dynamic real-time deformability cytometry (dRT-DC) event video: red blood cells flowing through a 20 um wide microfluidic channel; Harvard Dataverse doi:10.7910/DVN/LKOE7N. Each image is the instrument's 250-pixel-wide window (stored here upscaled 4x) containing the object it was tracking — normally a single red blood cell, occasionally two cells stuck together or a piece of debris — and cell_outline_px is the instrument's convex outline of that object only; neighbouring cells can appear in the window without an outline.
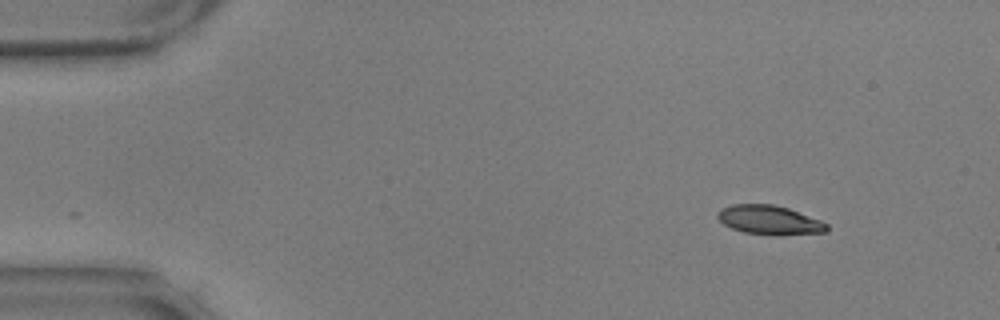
{"species": "common noctule bat (a hibernating species)", "species_latin": "Nyctalus noctula", "temperature_condition": "warm", "stored_images_in_passage": 13, "camera_frame_rate_fps": 3000, "um_per_image_px": 0.085, "animal": {"sex": "male", "body_mass_g": 17.9, "forearm_length_mm": 54.2}, "frame": {"image": 1, "passage_image": 1, "time_ms": 0.0, "image_size_px": [1000, 320], "cell_outline_px": [[828, 232], [776, 236], [744, 232], [732, 228], [724, 224], [716, 216], [720, 208], [732, 204], [772, 204], [788, 208], [820, 220], [828, 224]], "centroid_in_image_um": [65.41, 18.71], "position_along_channel_um": 19.6, "area_um2": 18.67}}
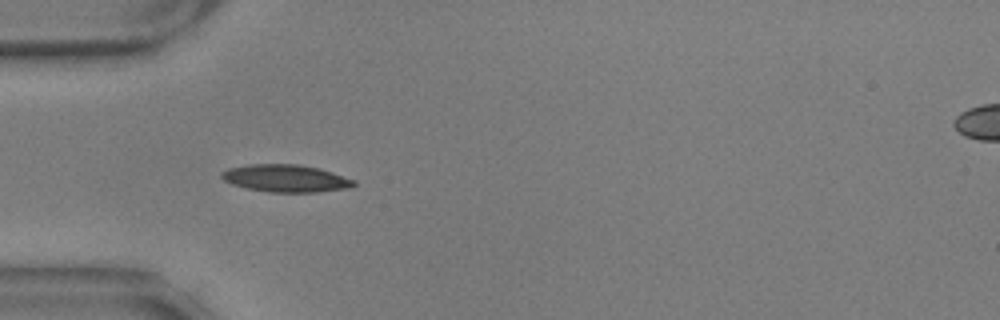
{"frame": {"image": 2, "passage_image": 12, "time_ms": 3.667, "image_size_px": [1000, 320], "cell_outline_px": [[356, 184], [352, 188], [316, 192], [268, 192], [248, 188], [232, 184], [224, 180], [220, 176], [220, 172], [228, 168], [248, 164], [300, 164], [320, 168], [356, 180]], "centroid_in_image_um": [24.31, 15.15], "position_along_channel_um": 60.7, "area_um2": 21.33}}